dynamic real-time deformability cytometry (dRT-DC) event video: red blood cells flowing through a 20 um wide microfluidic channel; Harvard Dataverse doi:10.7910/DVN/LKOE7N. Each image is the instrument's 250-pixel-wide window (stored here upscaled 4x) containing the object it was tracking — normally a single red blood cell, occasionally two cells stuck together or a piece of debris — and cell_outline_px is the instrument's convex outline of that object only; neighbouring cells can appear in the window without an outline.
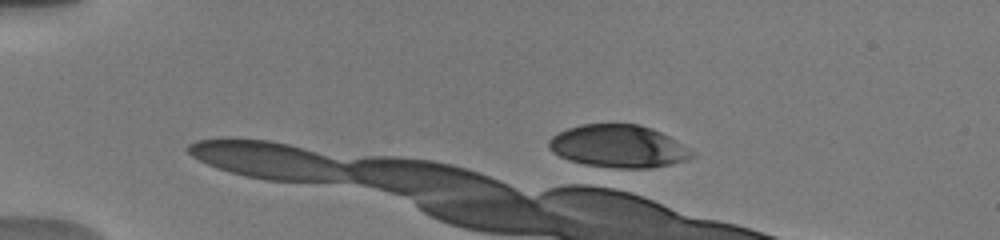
{"species": "human", "species_latin": "Homo sapiens", "temperature_condition": "warm", "stored_images_in_passage": 4, "camera_frame_rate_fps": 3000, "um_per_image_px": 0.085, "donor": {"sex": "male"}, "frame": {"image": 1, "passage_image": 4, "time_ms": 3.333, "image_size_px": [1000, 240], "cell_outline_px": [[696, 156], [688, 160], [672, 164], [652, 168], [616, 168], [584, 164], [568, 160], [552, 152], [548, 148], [548, 140], [552, 136], [568, 128], [580, 124], [640, 124], [652, 128], [668, 136], [696, 152]], "centroid_in_image_um": [52.59, 12.44], "position_along_channel_um": 32.4, "area_um2": 35.78}}